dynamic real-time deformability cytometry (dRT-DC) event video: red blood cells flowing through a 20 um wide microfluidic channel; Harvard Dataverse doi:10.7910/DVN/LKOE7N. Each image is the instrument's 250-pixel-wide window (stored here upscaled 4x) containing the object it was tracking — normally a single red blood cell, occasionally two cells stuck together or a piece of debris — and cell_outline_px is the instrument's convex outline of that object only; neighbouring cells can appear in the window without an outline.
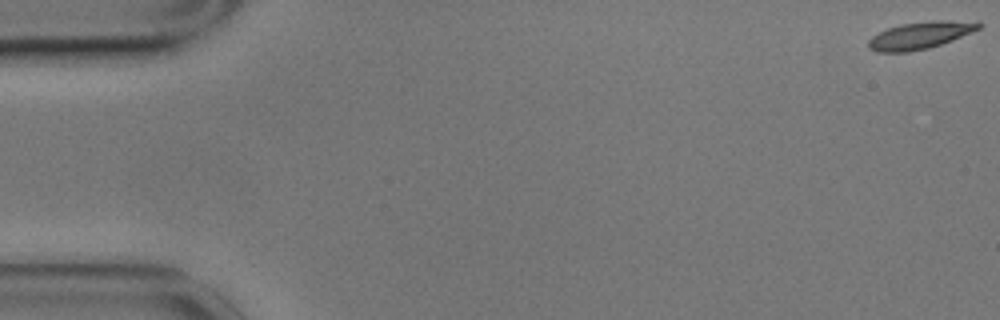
{"species": "common noctule bat (a hibernating species)", "species_latin": "Nyctalus noctula", "temperature_condition": "cold", "stored_images_in_passage": 58, "camera_frame_rate_fps": 3000, "um_per_image_px": 0.085, "animal": {"sex": "male", "body_mass_g": 17.9}, "frame": {"image": 1, "passage_image": 1, "time_ms": 0.0, "image_size_px": [1000, 320], "cell_outline_px": [[984, 24], [980, 28], [952, 40], [928, 48], [908, 52], [876, 52], [868, 48], [868, 40], [872, 36], [888, 28], [900, 24], [932, 20], [944, 20]], "centroid_in_image_um": [78.14, 3.01], "position_along_channel_um": 6.9, "area_um2": 17.17}}
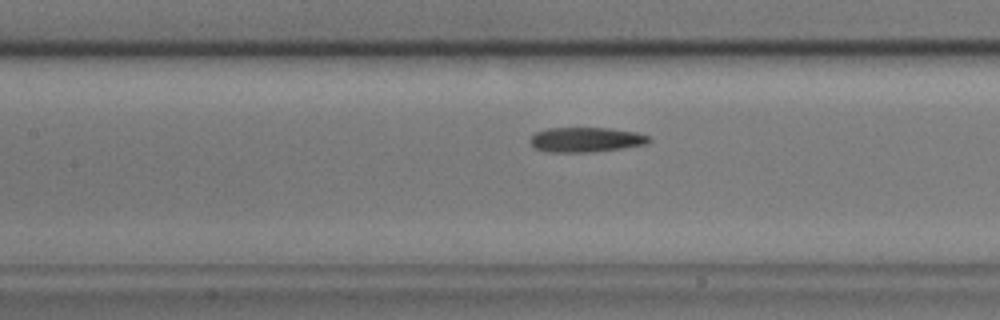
{"frame": {"image": 2, "passage_image": 26, "time_ms": 8.333, "image_size_px": [1000, 320], "cell_outline_px": [[652, 140], [648, 144], [624, 148], [592, 152], [548, 152], [536, 148], [532, 144], [532, 136], [536, 132], [548, 128], [608, 128], [636, 132], [648, 136]], "centroid_in_image_um": [49.86, 11.87], "position_along_channel_um": 157.5, "area_um2": 17.11}}
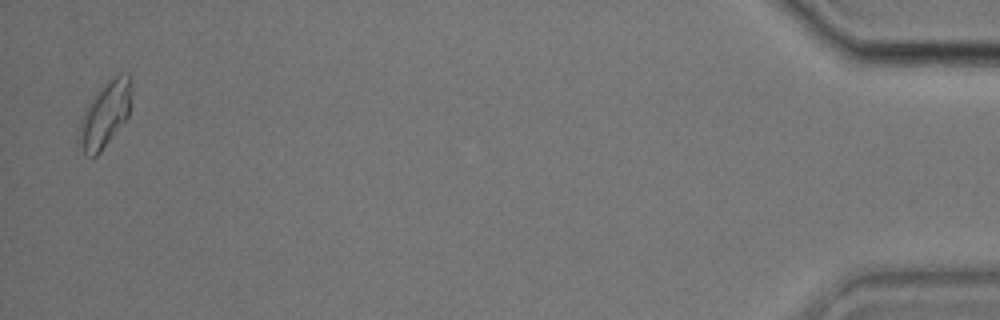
{"frame": {"image": 3, "passage_image": 57, "time_ms": 18.667, "image_size_px": [1000, 320], "cell_outline_px": [[132, 88], [128, 116], [100, 152], [96, 156], [92, 156], [84, 152], [76, 140], [80, 120], [84, 108], [104, 84], [108, 80], [120, 72], [128, 72], [132, 76]], "centroid_in_image_um": [8.93, 9.67], "position_along_channel_um": 426.3, "area_um2": 20.17}, "authors_computed_cell_mechanics": {"area_um2": 17.2822, "velocity_mm_per_s": 3.4659, "shape_relaxation_time_tau1_ms": 3.8995, "shape_relaxation_time_tau2_ms": 3.3464, "deformation_change_tau1": 0.1611, "deformation_change_tau2": 0.1068}}